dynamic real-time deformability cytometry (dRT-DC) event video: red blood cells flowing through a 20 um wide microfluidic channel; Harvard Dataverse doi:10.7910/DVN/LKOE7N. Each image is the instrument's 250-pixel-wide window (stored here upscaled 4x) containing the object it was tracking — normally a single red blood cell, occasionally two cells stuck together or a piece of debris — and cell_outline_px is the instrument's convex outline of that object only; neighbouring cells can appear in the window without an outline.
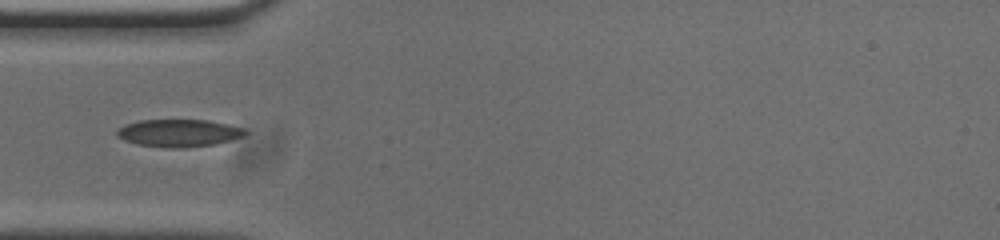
{"species": "common noctule bat (a hibernating species)", "species_latin": "Nyctalus noctula", "temperature_condition": "cold", "stored_images_in_passage": 38, "camera_frame_rate_fps": 3000, "um_per_image_px": 0.085, "animal": {"sex": "male", "body_mass_g": 20.0, "forearm_length_mm": 53.3}, "frame": {"image": 1, "passage_image": 1, "time_ms": 0.0, "image_size_px": [1000, 240], "cell_outline_px": [[248, 132], [244, 136], [216, 144], [180, 148], [168, 148], [136, 144], [124, 140], [116, 136], [116, 132], [120, 128], [128, 124], [140, 120], [208, 120], [228, 124], [244, 128]], "centroid_in_image_um": [15.22, 11.31], "position_along_channel_um": 69.8, "area_um2": 20.52}}
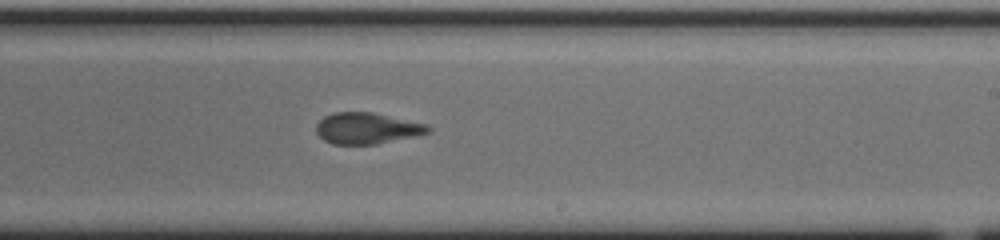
{"frame": {"image": 2, "passage_image": 16, "time_ms": 5.0, "image_size_px": [1000, 240], "cell_outline_px": [[432, 132], [376, 144], [332, 144], [324, 140], [316, 132], [316, 124], [324, 116], [332, 112], [372, 112], [428, 124], [432, 128]], "centroid_in_image_um": [31.2, 10.9], "position_along_channel_um": 257.8, "area_um2": 20.4}}
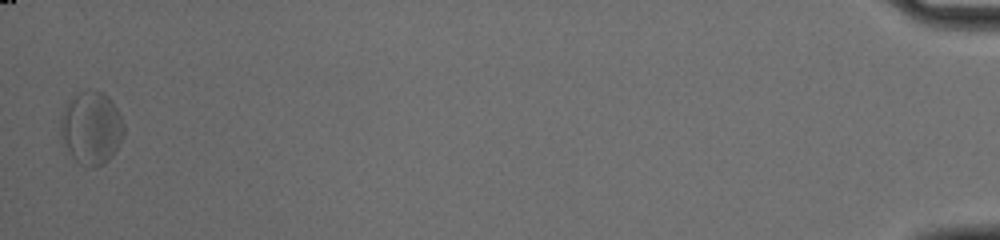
{"frame": {"image": 3, "passage_image": 38, "time_ms": 12.333, "image_size_px": [1000, 240], "cell_outline_px": [[124, 132], [112, 156], [104, 164], [92, 168], [80, 164], [72, 156], [60, 136], [60, 120], [72, 100], [80, 92], [88, 88], [96, 88], [108, 96], [112, 100], [124, 124]], "centroid_in_image_um": [7.79, 10.87], "position_along_channel_um": 427.4, "area_um2": 26.53}}